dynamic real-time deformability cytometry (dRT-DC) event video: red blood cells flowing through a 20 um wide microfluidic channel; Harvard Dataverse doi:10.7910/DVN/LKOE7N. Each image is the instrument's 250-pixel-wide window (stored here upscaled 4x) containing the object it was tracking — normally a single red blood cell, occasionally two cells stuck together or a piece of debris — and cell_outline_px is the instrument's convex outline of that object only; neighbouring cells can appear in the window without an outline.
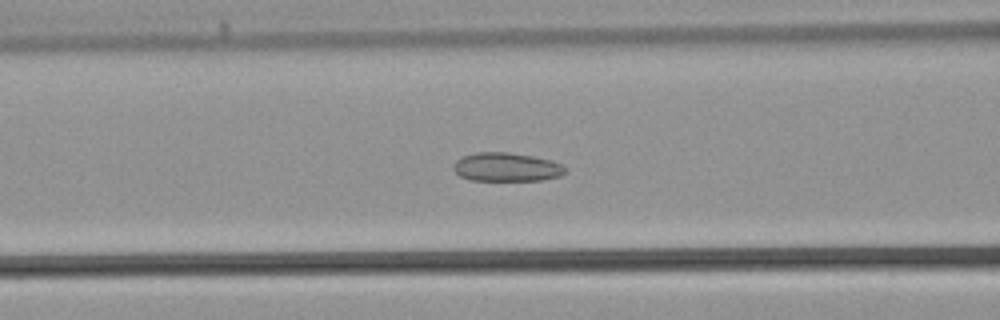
{"species": "common noctule bat (a hibernating species)", "species_latin": "Nyctalus noctula", "temperature_condition": "warm", "stored_images_in_passage": 32, "camera_frame_rate_fps": 3000, "um_per_image_px": 0.085, "animal": {"sex": "male", "body_mass_g": 21.5, "forearm_length_mm": 52.0}, "frame": {"image": 1, "passage_image": 12, "time_ms": 3.667, "image_size_px": [1000, 320], "cell_outline_px": [[564, 172], [560, 176], [544, 180], [472, 180], [460, 176], [452, 168], [456, 160], [464, 156], [476, 152], [508, 152], [532, 156], [548, 160], [560, 164], [564, 168]], "centroid_in_image_um": [43.01, 14.2], "position_along_channel_um": 123.6, "area_um2": 18.44}}
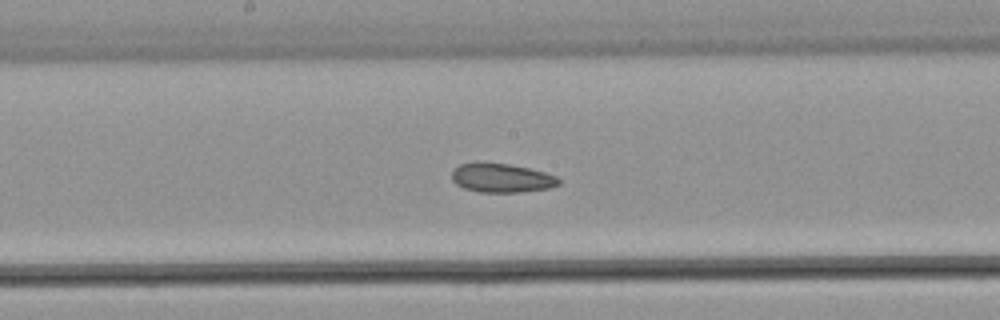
{"frame": {"image": 2, "passage_image": 17, "time_ms": 5.333, "image_size_px": [1000, 320], "cell_outline_px": [[560, 184], [552, 188], [520, 192], [480, 192], [464, 188], [456, 184], [452, 180], [452, 172], [460, 164], [476, 160], [484, 160], [508, 164], [528, 168], [544, 172], [556, 176], [560, 180]], "centroid_in_image_um": [42.61, 15.1], "position_along_channel_um": 205.6, "area_um2": 18.5}}
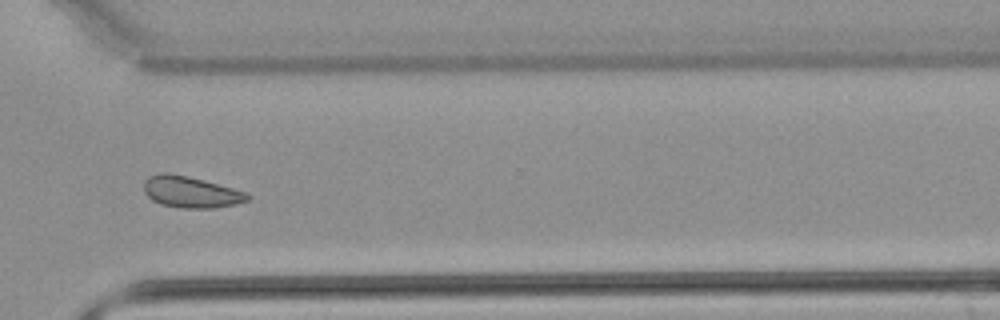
{"frame": {"image": 3, "passage_image": 26, "time_ms": 8.333, "image_size_px": [1000, 320], "cell_outline_px": [[252, 196], [248, 200], [236, 204], [212, 208], [180, 208], [160, 204], [152, 200], [144, 192], [144, 180], [148, 176], [160, 172], [168, 172], [188, 176], [204, 180], [232, 188], [244, 192]], "centroid_in_image_um": [16.18, 16.31], "position_along_channel_um": 354.4, "area_um2": 19.02}}